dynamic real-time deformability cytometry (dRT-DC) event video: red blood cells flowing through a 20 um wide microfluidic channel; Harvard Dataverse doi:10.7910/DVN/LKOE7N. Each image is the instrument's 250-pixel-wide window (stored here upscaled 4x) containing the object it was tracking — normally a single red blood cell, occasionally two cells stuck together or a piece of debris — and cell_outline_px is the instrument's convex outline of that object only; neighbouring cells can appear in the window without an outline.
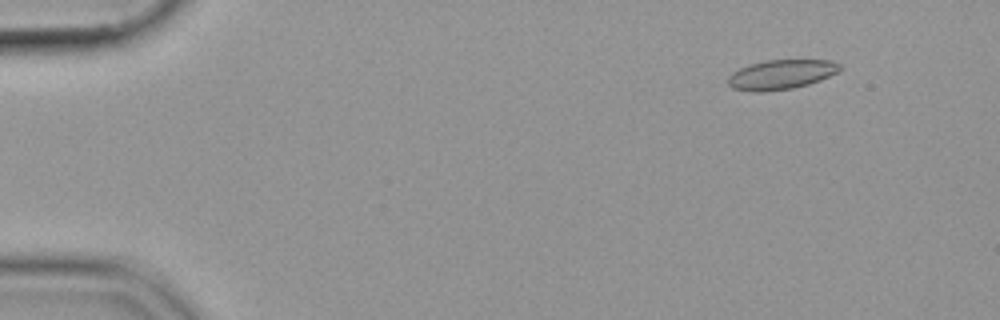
{"species": "common noctule bat (a hibernating species)", "species_latin": "Nyctalus noctula", "temperature_condition": "cold", "stored_images_in_passage": 55, "camera_frame_rate_fps": 3000, "um_per_image_px": 0.085, "animal": {"sex": "female", "body_mass_g": 19.9}, "frame": {"image": 1, "passage_image": 6, "time_ms": 1.667, "image_size_px": [1000, 320], "cell_outline_px": [[840, 68], [836, 72], [820, 80], [808, 84], [792, 88], [764, 92], [752, 92], [732, 88], [728, 84], [728, 76], [732, 72], [740, 68], [764, 60], [832, 60], [840, 64]], "centroid_in_image_um": [66.36, 6.34], "position_along_channel_um": 18.6, "area_um2": 19.19}}
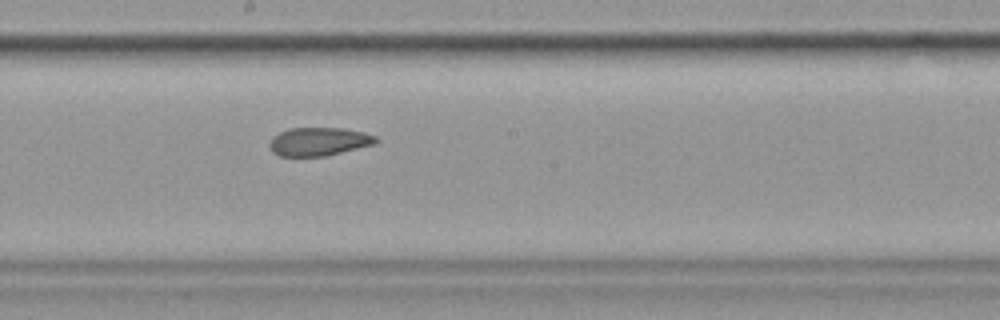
{"frame": {"image": 2, "passage_image": 31, "time_ms": 10.0, "image_size_px": [1000, 320], "cell_outline_px": [[380, 140], [376, 144], [324, 156], [276, 156], [268, 148], [268, 144], [272, 136], [288, 128], [344, 128], [364, 132], [376, 136]], "centroid_in_image_um": [27.08, 12.03], "position_along_channel_um": 221.1, "area_um2": 17.86}}
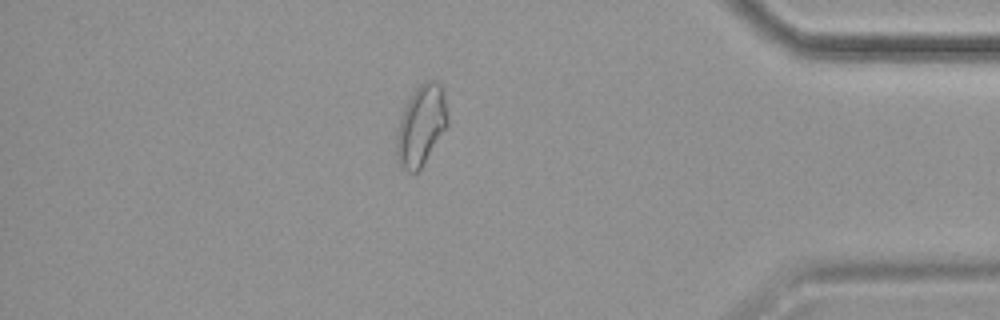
{"frame": {"image": 3, "passage_image": 48, "time_ms": 15.667, "image_size_px": [1000, 320], "cell_outline_px": [[448, 124], [420, 168], [416, 172], [408, 172], [400, 168], [396, 160], [396, 136], [400, 120], [404, 108], [412, 92], [424, 80], [436, 80], [440, 84], [444, 92], [448, 116]], "centroid_in_image_um": [35.78, 10.65], "position_along_channel_um": 399.4, "area_um2": 23.87}}